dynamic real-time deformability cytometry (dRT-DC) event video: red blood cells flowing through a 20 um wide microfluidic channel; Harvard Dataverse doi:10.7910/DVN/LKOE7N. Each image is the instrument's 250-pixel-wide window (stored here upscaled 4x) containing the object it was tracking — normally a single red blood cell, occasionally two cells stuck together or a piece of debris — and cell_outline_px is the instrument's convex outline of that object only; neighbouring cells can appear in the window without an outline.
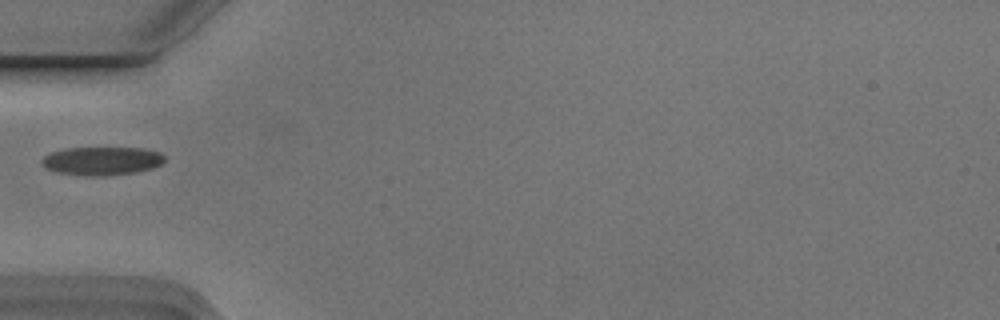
{"species": "Egyptian fruit bat (a non-hibernating species)", "species_latin": "Rousettus aegyptiacus", "temperature_condition": "cold", "stored_images_in_passage": 2, "camera_frame_rate_fps": 3000, "um_per_image_px": 0.085, "animal": {"sex": "male"}, "frame": {"image": 1, "passage_image": 1, "time_ms": 0.0, "image_size_px": [1000, 320], "cell_outline_px": [[164, 160], [160, 164], [152, 168], [136, 172], [108, 176], [88, 176], [56, 172], [44, 168], [40, 164], [40, 160], [44, 156], [52, 152], [64, 148], [144, 148], [160, 152], [164, 156]], "centroid_in_image_um": [8.62, 13.68], "position_along_channel_um": 76.4, "area_um2": 20.52}}